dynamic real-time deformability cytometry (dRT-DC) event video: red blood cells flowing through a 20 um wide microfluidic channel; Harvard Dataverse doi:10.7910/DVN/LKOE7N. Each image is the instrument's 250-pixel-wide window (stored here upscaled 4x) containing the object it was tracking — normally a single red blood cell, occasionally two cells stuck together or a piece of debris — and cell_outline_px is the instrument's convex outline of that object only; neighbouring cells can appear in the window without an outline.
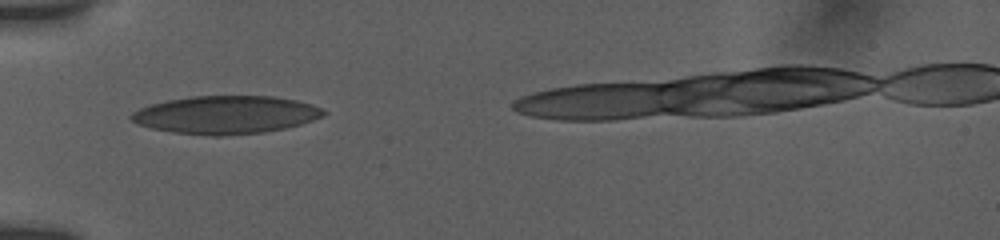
{"species": "human", "species_latin": "Homo sapiens", "temperature_condition": "room temperature", "stored_images_in_passage": 4, "camera_frame_rate_fps": 3000, "um_per_image_px": 0.085, "donor": {"sex": "female"}, "frame": {"image": 1, "passage_image": 1, "time_ms": 0.0, "image_size_px": [1000, 240], "cell_outline_px": [[328, 112], [324, 116], [300, 124], [284, 128], [264, 132], [220, 136], [212, 136], [172, 132], [152, 128], [136, 124], [128, 116], [132, 112], [140, 108], [152, 104], [168, 100], [192, 96], [272, 96], [296, 100], [312, 104]], "centroid_in_image_um": [19.18, 9.76], "position_along_channel_um": 65.8, "area_um2": 42.54}}
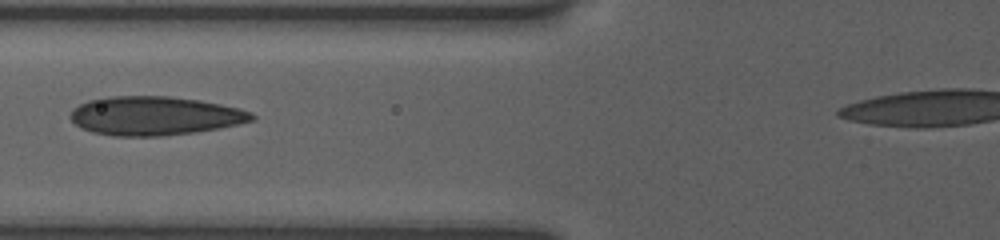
{"frame": {"image": 2, "passage_image": 3, "time_ms": 1.333, "image_size_px": [1000, 240], "cell_outline_px": [[256, 116], [252, 120], [220, 128], [164, 136], [112, 136], [92, 132], [80, 128], [72, 120], [72, 108], [88, 100], [112, 96], [168, 96], [196, 100], [220, 104], [240, 108], [252, 112]], "centroid_in_image_um": [13.13, 9.85], "position_along_channel_um": 112.7, "area_um2": 40.86}}